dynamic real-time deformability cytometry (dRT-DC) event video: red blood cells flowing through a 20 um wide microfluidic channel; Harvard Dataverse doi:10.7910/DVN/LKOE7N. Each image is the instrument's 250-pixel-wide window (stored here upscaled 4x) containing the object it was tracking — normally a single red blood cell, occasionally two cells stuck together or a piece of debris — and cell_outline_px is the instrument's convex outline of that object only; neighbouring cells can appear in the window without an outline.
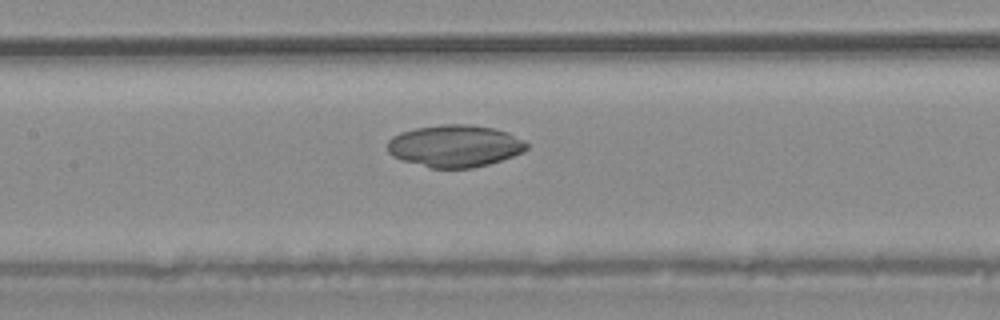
{"species": "common noctule bat (a hibernating species)", "species_latin": "Nyctalus noctula", "temperature_condition": "warm", "stored_images_in_passage": 5, "camera_frame_rate_fps": 3000, "um_per_image_px": 0.085, "animal": {"sex": "male", "body_mass_g": 20.4}, "frame": {"image": 1, "passage_image": 5, "time_ms": 4.667, "image_size_px": [1000, 320], "cell_outline_px": [[528, 148], [524, 152], [488, 164], [472, 168], [432, 168], [400, 160], [392, 156], [388, 152], [388, 140], [392, 136], [400, 132], [416, 128], [444, 124], [468, 124], [496, 128], [508, 132], [524, 140], [528, 144]], "centroid_in_image_um": [38.66, 12.4], "position_along_channel_um": 168.7, "area_um2": 34.33}}